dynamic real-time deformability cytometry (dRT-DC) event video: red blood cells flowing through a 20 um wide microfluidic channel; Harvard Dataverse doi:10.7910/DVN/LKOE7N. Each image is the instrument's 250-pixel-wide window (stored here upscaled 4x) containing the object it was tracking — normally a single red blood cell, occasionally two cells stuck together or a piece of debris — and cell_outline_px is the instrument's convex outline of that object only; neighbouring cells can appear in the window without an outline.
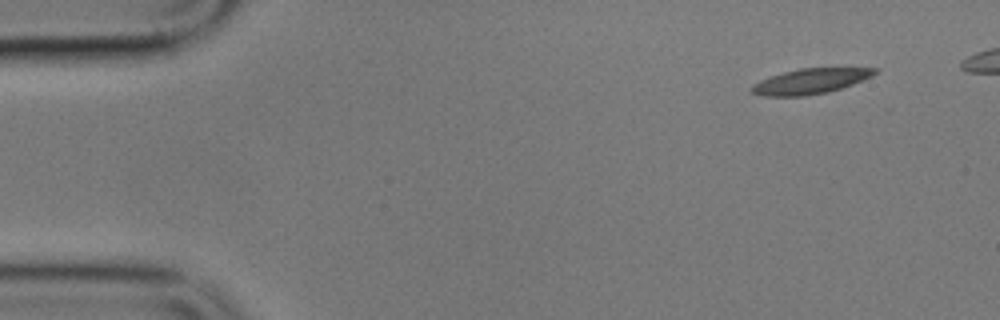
{"species": "common noctule bat (a hibernating species)", "species_latin": "Nyctalus noctula", "temperature_condition": "cold", "stored_images_in_passage": 9, "camera_frame_rate_fps": 3000, "um_per_image_px": 0.085, "animal": {"sex": "male", "body_mass_g": 17.9}, "frame": {"image": 1, "passage_image": 1, "time_ms": 0.0, "image_size_px": [1000, 320], "cell_outline_px": [[880, 72], [872, 76], [852, 84], [828, 92], [804, 96], [764, 96], [748, 92], [748, 88], [752, 84], [760, 80], [784, 72], [800, 68], [880, 68]], "centroid_in_image_um": [68.86, 6.91], "position_along_channel_um": 16.1, "area_um2": 18.21}}
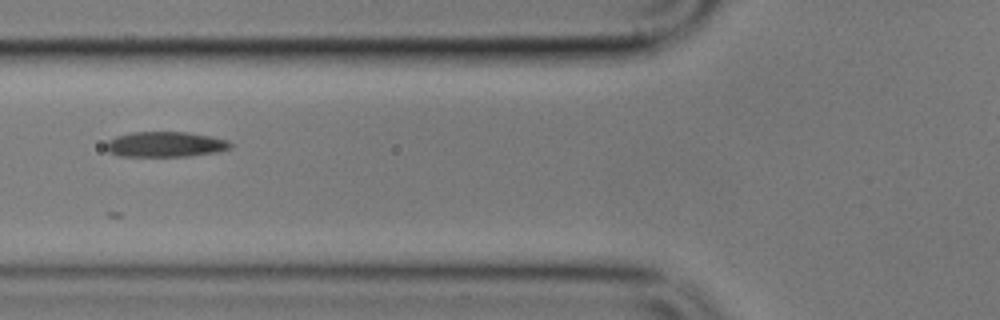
{"frame": {"image": 2, "passage_image": 6, "time_ms": 5.667, "image_size_px": [1000, 320], "cell_outline_px": [[232, 148], [216, 152], [188, 156], [116, 156], [108, 152], [104, 148], [104, 144], [108, 140], [116, 136], [132, 132], [188, 132], [212, 136], [228, 140], [232, 144]], "centroid_in_image_um": [14.02, 12.27], "position_along_channel_um": 111.8, "area_um2": 18.61}}